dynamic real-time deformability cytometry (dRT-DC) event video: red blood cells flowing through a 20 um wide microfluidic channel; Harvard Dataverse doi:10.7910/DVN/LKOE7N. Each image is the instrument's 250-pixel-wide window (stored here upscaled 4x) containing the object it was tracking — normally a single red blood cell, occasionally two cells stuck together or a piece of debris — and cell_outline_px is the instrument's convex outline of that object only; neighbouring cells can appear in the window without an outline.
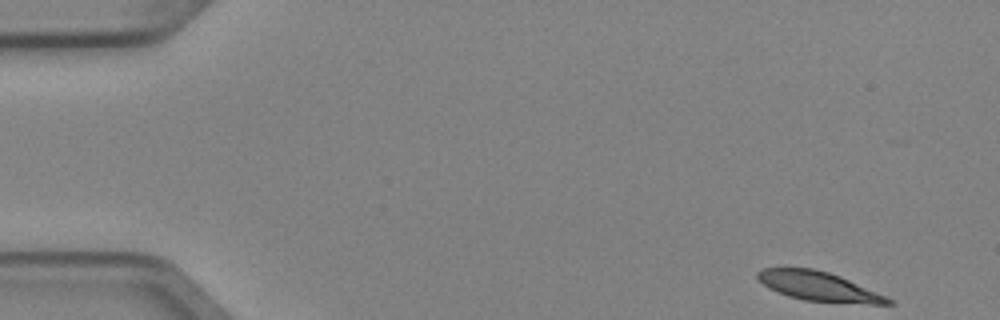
{"species": "Egyptian fruit bat (a non-hibernating species)", "species_latin": "Rousettus aegyptiacus", "temperature_condition": "cold", "stored_images_in_passage": 4, "camera_frame_rate_fps": 3000, "um_per_image_px": 0.085, "animal": {"sex": "female"}, "frame": {"image": 1, "passage_image": 1, "time_ms": 0.0, "image_size_px": [1000, 320], "cell_outline_px": [[896, 304], [868, 304], [804, 300], [788, 296], [768, 288], [756, 276], [756, 272], [760, 268], [812, 268], [828, 272], [840, 276], [888, 296]], "centroid_in_image_um": [69.61, 24.34], "position_along_channel_um": 15.4, "area_um2": 22.25}}
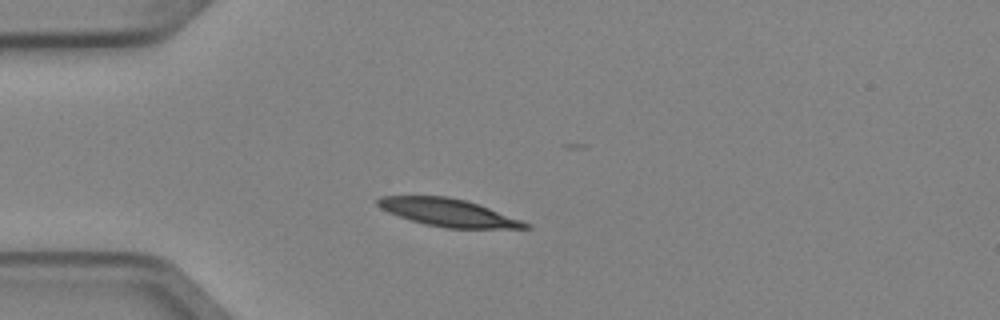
{"frame": {"image": 2, "passage_image": 4, "time_ms": 1.0, "image_size_px": [1000, 320], "cell_outline_px": [[532, 228], [448, 228], [424, 224], [388, 212], [380, 208], [376, 204], [376, 200], [380, 196], [448, 196], [468, 200], [532, 224]], "centroid_in_image_um": [38.11, 18.06], "position_along_channel_um": 46.9, "area_um2": 23.7}}